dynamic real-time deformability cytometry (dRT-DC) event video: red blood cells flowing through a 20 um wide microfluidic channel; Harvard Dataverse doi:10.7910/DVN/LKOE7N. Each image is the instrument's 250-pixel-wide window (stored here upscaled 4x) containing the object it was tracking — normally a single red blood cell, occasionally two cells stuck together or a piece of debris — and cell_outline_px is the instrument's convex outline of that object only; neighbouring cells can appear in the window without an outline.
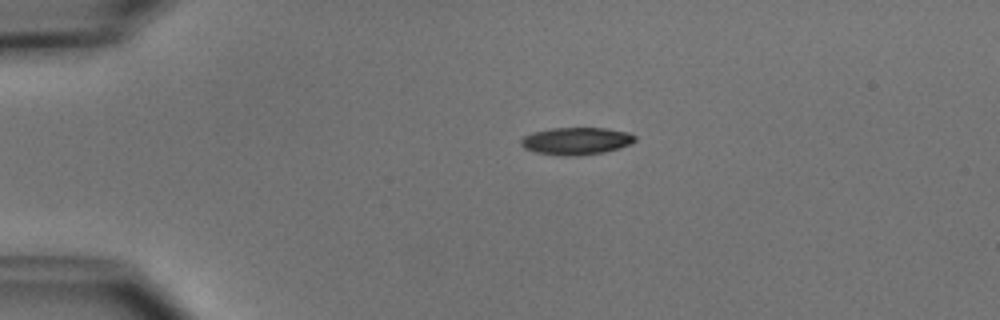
{"species": "common noctule bat (a hibernating species)", "species_latin": "Nyctalus noctula", "temperature_condition": "cold", "stored_images_in_passage": 3, "camera_frame_rate_fps": 3000, "um_per_image_px": 0.085, "animal": {"sex": "male", "body_mass_g": 15.6}, "frame": {"image": 1, "passage_image": 1, "time_ms": 0.0, "image_size_px": [1000, 320], "cell_outline_px": [[636, 140], [620, 148], [604, 152], [576, 156], [564, 156], [536, 152], [524, 148], [520, 144], [520, 140], [524, 136], [532, 132], [552, 128], [608, 128], [628, 132], [636, 136]], "centroid_in_image_um": [48.98, 11.98], "position_along_channel_um": 36.0, "area_um2": 18.21}}
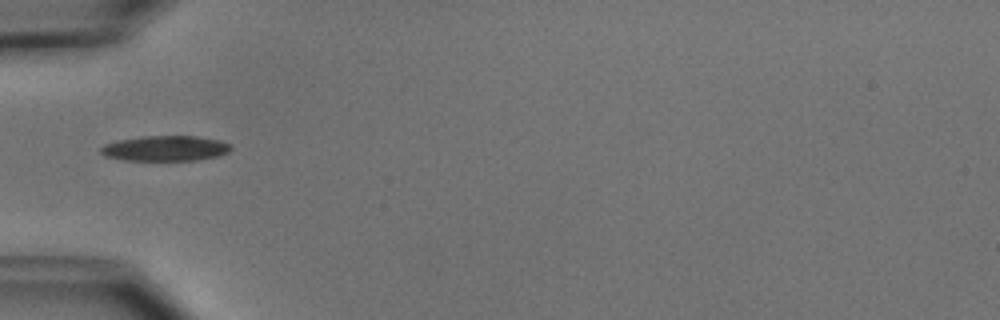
{"frame": {"image": 2, "passage_image": 3, "time_ms": 2.0, "image_size_px": [1000, 320], "cell_outline_px": [[232, 148], [228, 152], [216, 156], [196, 160], [124, 160], [104, 156], [100, 152], [100, 148], [104, 144], [116, 140], [140, 136], [196, 136], [220, 140], [232, 144]], "centroid_in_image_um": [14.03, 12.6], "position_along_channel_um": 71.0, "area_um2": 19.31}}